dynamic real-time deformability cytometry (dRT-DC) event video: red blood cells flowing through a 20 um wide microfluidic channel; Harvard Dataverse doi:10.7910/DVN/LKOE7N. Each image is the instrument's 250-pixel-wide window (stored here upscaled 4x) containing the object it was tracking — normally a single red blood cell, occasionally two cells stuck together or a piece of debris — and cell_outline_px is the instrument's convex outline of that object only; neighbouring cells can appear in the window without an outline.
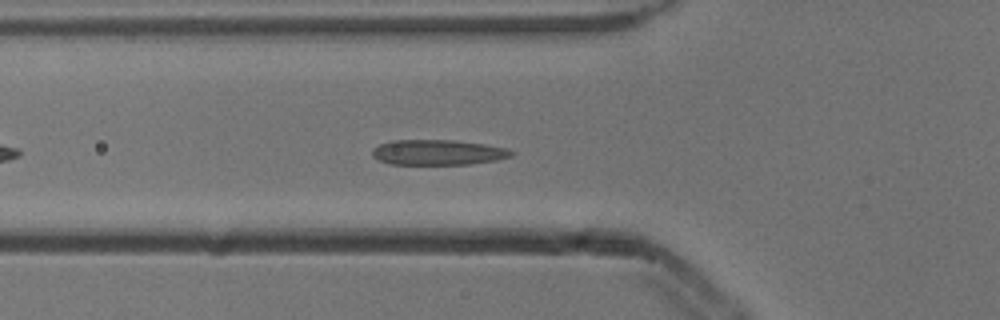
{"species": "common noctule bat (a hibernating species)", "species_latin": "Nyctalus noctula", "temperature_condition": "cold", "stored_images_in_passage": 43, "camera_frame_rate_fps": 3000, "um_per_image_px": 0.085, "animal": {"sex": "male", "body_mass_g": 13.3}, "frame": {"image": 1, "passage_image": 8, "time_ms": 2.333, "image_size_px": [1000, 320], "cell_outline_px": [[516, 152], [512, 156], [496, 160], [468, 164], [388, 164], [372, 156], [372, 148], [380, 144], [392, 140], [452, 140], [484, 144], [508, 148]], "centroid_in_image_um": [37.23, 12.95], "position_along_channel_um": 88.6, "area_um2": 20.52}}
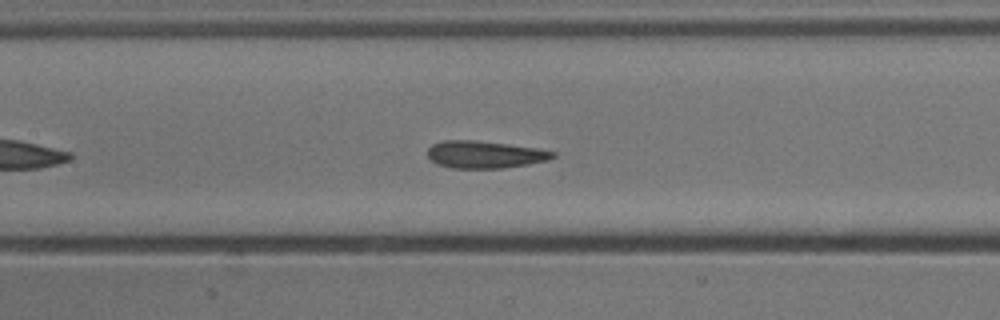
{"frame": {"image": 2, "passage_image": 14, "time_ms": 4.333, "image_size_px": [1000, 320], "cell_outline_px": [[556, 156], [548, 160], [528, 164], [504, 168], [452, 168], [436, 164], [428, 156], [428, 148], [432, 144], [444, 140], [472, 140], [540, 148], [556, 152]], "centroid_in_image_um": [41.22, 13.13], "position_along_channel_um": 166.2, "area_um2": 19.94}}
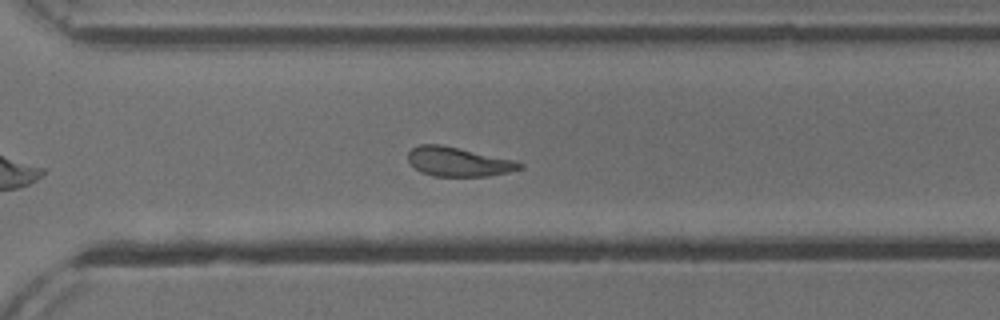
{"frame": {"image": 3, "passage_image": 27, "time_ms": 8.667, "image_size_px": [1000, 320], "cell_outline_px": [[524, 164], [520, 168], [508, 172], [488, 176], [432, 176], [420, 172], [408, 160], [408, 152], [412, 148], [420, 144], [440, 144], [520, 160]], "centroid_in_image_um": [39.0, 13.74], "position_along_channel_um": 331.6, "area_um2": 19.25}, "authors_computed_cell_mechanics": {"area_um2": 20.23, "velocity_mm_per_s": 3.8362, "shape_relaxation_time_tau1_ms": 3.8076, "shape_relaxation_time_tau2_ms": 1.5175, "deformation_change_tau1": 0.1289, "deformation_change_tau2": 0.0766}}